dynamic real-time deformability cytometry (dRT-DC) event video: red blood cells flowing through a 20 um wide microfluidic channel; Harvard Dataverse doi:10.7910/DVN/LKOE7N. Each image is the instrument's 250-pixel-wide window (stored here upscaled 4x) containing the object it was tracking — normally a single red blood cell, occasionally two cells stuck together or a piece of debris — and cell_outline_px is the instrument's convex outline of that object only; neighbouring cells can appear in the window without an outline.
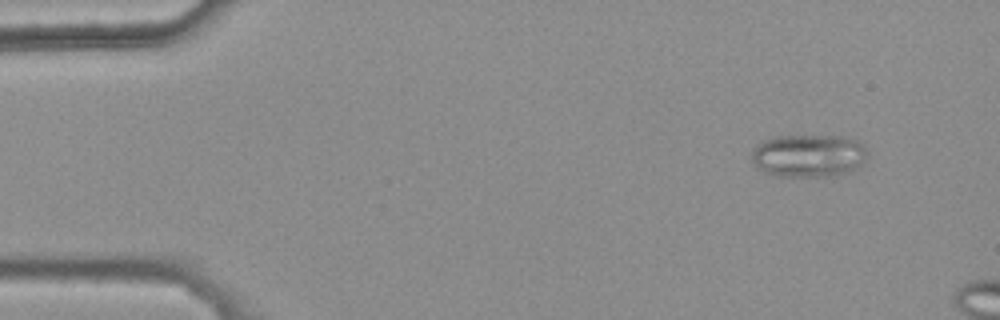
{"species": "common noctule bat (a hibernating species)", "species_latin": "Nyctalus noctula", "temperature_condition": "warm", "stored_images_in_passage": 11, "camera_frame_rate_fps": 3000, "um_per_image_px": 0.085, "animal": {"sex": "female", "body_mass_g": 25.1}, "frame": {"image": 1, "passage_image": 5, "time_ms": 1.333, "image_size_px": [1000, 320], "cell_outline_px": [[868, 152], [864, 160], [856, 168], [848, 172], [832, 176], [780, 176], [764, 172], [756, 168], [752, 160], [752, 152], [756, 144], [764, 140], [776, 136], [840, 136], [856, 140]], "centroid_in_image_um": [68.69, 13.23], "position_along_channel_um": 16.3, "area_um2": 28.78}}